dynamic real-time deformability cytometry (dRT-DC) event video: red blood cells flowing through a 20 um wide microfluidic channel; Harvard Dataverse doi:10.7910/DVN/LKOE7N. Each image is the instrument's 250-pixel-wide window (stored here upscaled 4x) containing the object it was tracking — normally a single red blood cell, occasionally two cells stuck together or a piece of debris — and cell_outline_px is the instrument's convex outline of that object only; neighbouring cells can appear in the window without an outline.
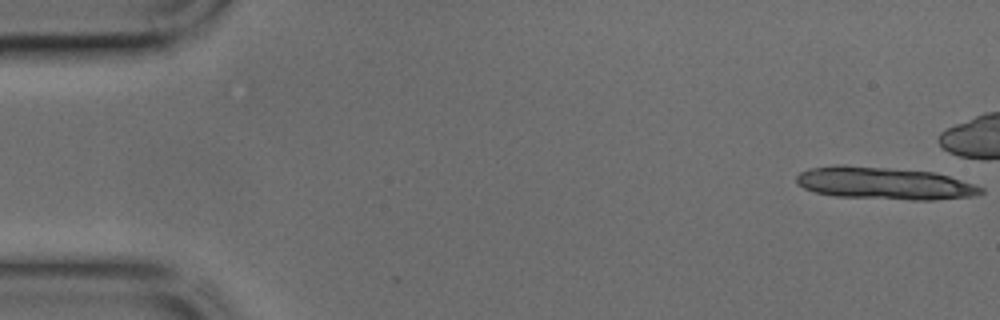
{"species": "common noctule bat (a hibernating species)", "species_latin": "Nyctalus noctula", "temperature_condition": "cold", "stored_images_in_passage": 4, "camera_frame_rate_fps": 3000, "um_per_image_px": 0.085, "animal": {"sex": "male", "body_mass_g": 17.9, "forearm_length_mm": 54.2}, "frame": {"image": 1, "passage_image": 1, "time_ms": 0.0, "image_size_px": [1000, 320], "cell_outline_px": [[984, 192], [972, 196], [932, 200], [912, 200], [836, 196], [816, 192], [804, 188], [796, 184], [796, 176], [800, 172], [808, 168], [840, 164], [844, 164], [932, 172], [948, 176], [984, 188]], "centroid_in_image_um": [75.11, 15.57], "position_along_channel_um": 9.9, "area_um2": 34.68}}